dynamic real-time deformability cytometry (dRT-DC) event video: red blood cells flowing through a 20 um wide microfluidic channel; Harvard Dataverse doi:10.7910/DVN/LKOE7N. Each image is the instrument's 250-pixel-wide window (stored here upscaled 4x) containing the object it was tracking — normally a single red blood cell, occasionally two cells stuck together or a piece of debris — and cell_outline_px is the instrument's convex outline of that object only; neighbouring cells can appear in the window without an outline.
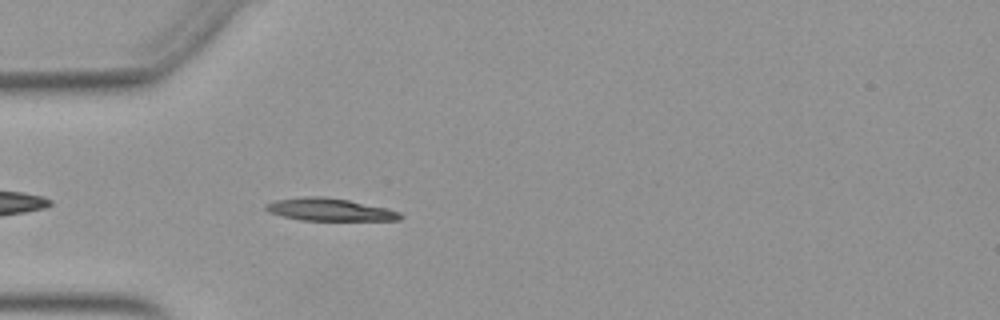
{"species": "Egyptian fruit bat (a non-hibernating species)", "species_latin": "Rousettus aegyptiacus", "temperature_condition": "warm", "stored_images_in_passage": 6, "camera_frame_rate_fps": 3000, "um_per_image_px": 0.085, "animal": {"sex": "female"}, "frame": {"image": 1, "passage_image": 4, "time_ms": 1.0, "image_size_px": [1000, 320], "cell_outline_px": [[404, 216], [400, 220], [300, 220], [268, 212], [264, 208], [264, 204], [276, 200], [304, 196], [324, 196], [348, 200], [384, 208], [400, 212]], "centroid_in_image_um": [27.98, 17.81], "position_along_channel_um": 57.0, "area_um2": 17.51}}